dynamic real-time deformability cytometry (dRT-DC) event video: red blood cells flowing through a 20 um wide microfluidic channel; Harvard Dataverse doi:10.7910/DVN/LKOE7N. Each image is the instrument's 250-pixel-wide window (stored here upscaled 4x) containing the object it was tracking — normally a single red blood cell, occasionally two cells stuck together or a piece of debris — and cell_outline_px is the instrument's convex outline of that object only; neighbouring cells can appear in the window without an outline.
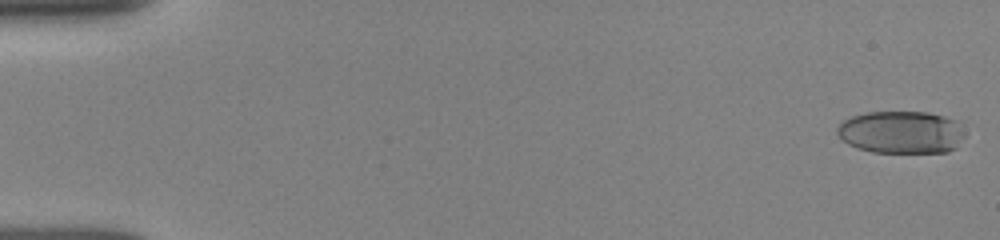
{"species": "human", "species_latin": "Homo sapiens", "temperature_condition": "room temperature", "stored_images_in_passage": 52, "camera_frame_rate_fps": 3000, "um_per_image_px": 0.085, "donor": {"sex": "female"}, "frame": {"image": 1, "passage_image": 1, "time_ms": 0.0, "image_size_px": [1000, 240], "cell_outline_px": [[964, 136], [956, 148], [948, 152], [872, 152], [856, 148], [848, 144], [836, 132], [836, 128], [844, 120], [852, 116], [868, 112], [928, 112], [960, 120]], "centroid_in_image_um": [76.64, 11.23], "position_along_channel_um": 8.4, "area_um2": 31.85}}
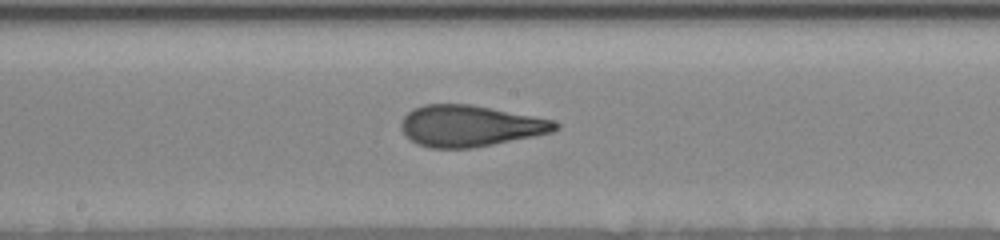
{"frame": {"image": 2, "passage_image": 28, "time_ms": 9.0, "image_size_px": [1000, 240], "cell_outline_px": [[560, 128], [552, 132], [472, 148], [428, 148], [416, 144], [400, 128], [400, 124], [404, 116], [412, 108], [424, 104], [468, 104], [532, 116], [552, 120], [560, 124]], "centroid_in_image_um": [39.91, 10.7], "position_along_channel_um": 208.3, "area_um2": 36.7}}
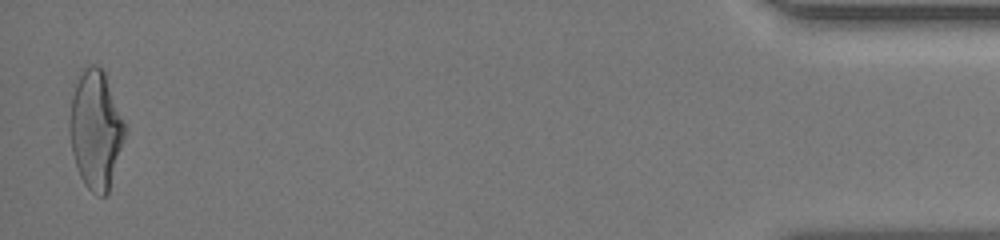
{"frame": {"image": 3, "passage_image": 51, "time_ms": 16.667, "image_size_px": [1000, 240], "cell_outline_px": [[128, 124], [108, 192], [104, 196], [100, 196], [92, 192], [84, 184], [80, 176], [72, 152], [68, 124], [68, 116], [72, 96], [80, 68], [88, 64], [96, 64], [104, 72]], "centroid_in_image_um": [8.13, 10.95], "position_along_channel_um": 427.1, "area_um2": 38.61}, "authors_computed_cell_mechanics": {"area_um2": 36.2984, "velocity_mm_per_s": 3.9255, "shape_relaxation_time_tau1_ms": 4.3344, "shape_relaxation_time_tau2_ms": 1.2774, "deformation_change_tau1": 0.2174, "deformation_change_tau2": 0.1083}}